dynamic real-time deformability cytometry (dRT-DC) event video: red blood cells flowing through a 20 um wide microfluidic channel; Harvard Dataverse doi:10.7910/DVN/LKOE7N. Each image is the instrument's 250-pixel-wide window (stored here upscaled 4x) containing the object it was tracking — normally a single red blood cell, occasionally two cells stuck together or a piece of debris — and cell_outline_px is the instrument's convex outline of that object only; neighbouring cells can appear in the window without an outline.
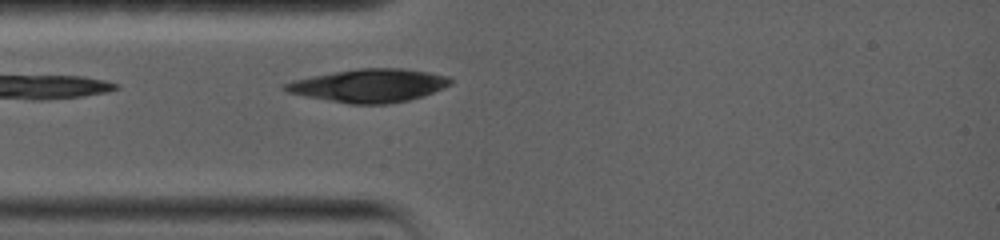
{"species": "common noctule bat (a hibernating species)", "species_latin": "Nyctalus noctula", "temperature_condition": "warm", "stored_images_in_passage": 17, "camera_frame_rate_fps": 5000, "um_per_image_px": 0.085, "animal": {"sex": "female", "body_mass_g": 19.0, "forearm_length_mm": 56.7}, "frame": {"image": 1, "passage_image": 1, "time_ms": 0.0, "image_size_px": [1000, 240], "cell_outline_px": [[452, 84], [444, 88], [424, 96], [408, 100], [388, 104], [348, 104], [304, 96], [288, 92], [280, 88], [280, 84], [292, 80], [312, 76], [360, 68], [404, 68], [428, 72], [448, 76], [452, 80]], "centroid_in_image_um": [31.36, 7.28], "position_along_channel_um": 53.6, "area_um2": 32.19}}
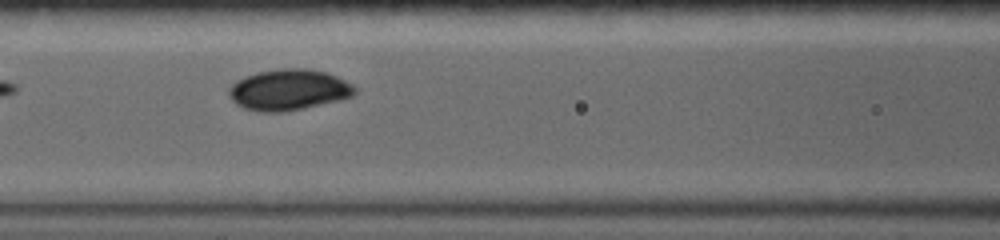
{"frame": {"image": 2, "passage_image": 5, "time_ms": 2.4, "image_size_px": [1000, 240], "cell_outline_px": [[356, 92], [352, 96], [340, 100], [304, 108], [284, 112], [260, 112], [244, 108], [236, 104], [228, 96], [228, 88], [236, 80], [260, 72], [280, 68], [304, 68], [324, 72], [336, 76], [352, 84], [356, 88]], "centroid_in_image_um": [24.52, 7.64], "position_along_channel_um": 142.1, "area_um2": 30.0}}
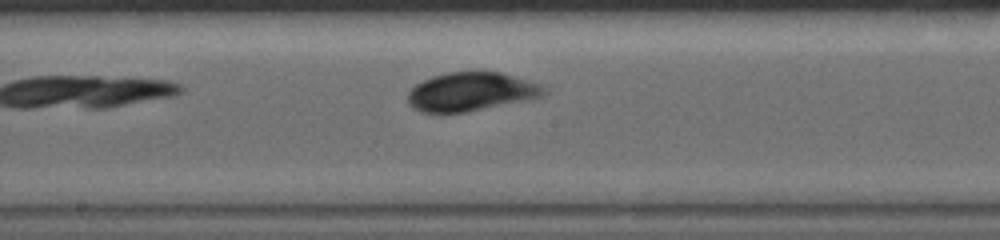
{"frame": {"image": 3, "passage_image": 8, "time_ms": 4.2, "image_size_px": [1000, 240], "cell_outline_px": [[548, 92], [544, 96], [528, 100], [464, 112], [440, 116], [420, 112], [412, 108], [408, 104], [408, 92], [416, 84], [432, 76], [448, 72], [500, 72], [528, 80], [544, 88]], "centroid_in_image_um": [39.97, 7.84], "position_along_channel_um": 208.2, "area_um2": 31.1}}